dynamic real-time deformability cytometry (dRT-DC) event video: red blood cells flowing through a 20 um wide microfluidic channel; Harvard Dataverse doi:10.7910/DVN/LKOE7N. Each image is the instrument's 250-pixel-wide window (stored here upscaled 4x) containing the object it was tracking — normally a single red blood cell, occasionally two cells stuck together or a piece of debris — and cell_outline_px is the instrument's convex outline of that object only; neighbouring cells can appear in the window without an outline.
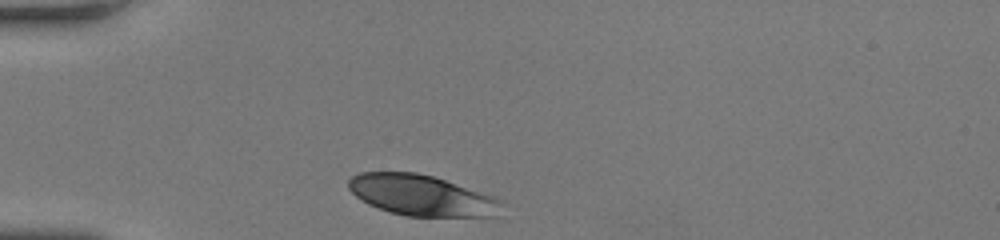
{"species": "human", "species_latin": "Homo sapiens", "temperature_condition": "room temperature", "stored_images_in_passage": 30, "camera_frame_rate_fps": 3000, "um_per_image_px": 0.085, "donor": {"sex": "female"}, "frame": {"image": 1, "passage_image": 1, "time_ms": 0.0, "image_size_px": [1000, 240], "cell_outline_px": [[504, 204], [496, 216], [408, 216], [388, 212], [368, 204], [356, 196], [348, 188], [348, 180], [352, 176], [360, 172], [416, 172], [432, 176], [496, 196]], "centroid_in_image_um": [35.83, 16.6], "position_along_channel_um": 49.2, "area_um2": 36.41}}
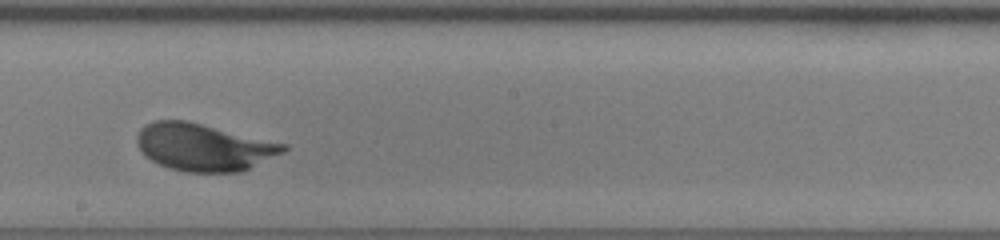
{"frame": {"image": 2, "passage_image": 17, "time_ms": 5.333, "image_size_px": [1000, 240], "cell_outline_px": [[288, 148], [284, 152], [240, 172], [184, 172], [168, 168], [152, 160], [140, 148], [136, 140], [136, 136], [140, 128], [144, 124], [152, 120], [188, 120], [288, 144]], "centroid_in_image_um": [17.32, 12.49], "position_along_channel_um": 230.9, "area_um2": 40.46}}
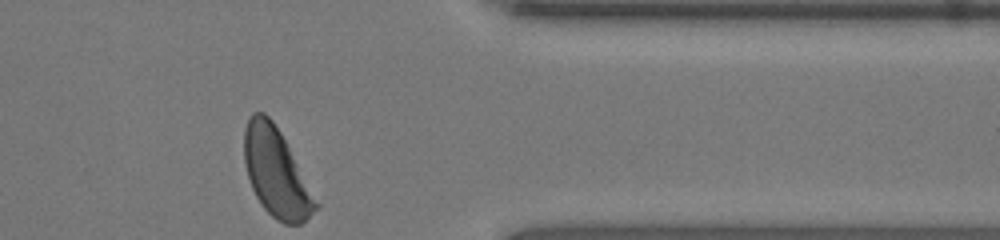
{"frame": {"image": 3, "passage_image": 30, "time_ms": 9.667, "image_size_px": [1000, 240], "cell_outline_px": [[320, 208], [300, 224], [284, 224], [276, 220], [260, 204], [252, 188], [244, 164], [244, 128], [248, 116], [252, 112], [264, 112], [272, 120], [280, 132], [320, 204]], "centroid_in_image_um": [23.47, 14.68], "position_along_channel_um": 387.9, "area_um2": 36.88}, "authors_computed_cell_mechanics": {"area_um2": 39.4485, "velocity_mm_per_s": 3.8586, "shape_relaxation_time_tau1_ms": 2.3874, "shape_relaxation_time_tau2_ms": null, "deformation_change_tau1": 0.1316, "deformation_change_tau2": null}}